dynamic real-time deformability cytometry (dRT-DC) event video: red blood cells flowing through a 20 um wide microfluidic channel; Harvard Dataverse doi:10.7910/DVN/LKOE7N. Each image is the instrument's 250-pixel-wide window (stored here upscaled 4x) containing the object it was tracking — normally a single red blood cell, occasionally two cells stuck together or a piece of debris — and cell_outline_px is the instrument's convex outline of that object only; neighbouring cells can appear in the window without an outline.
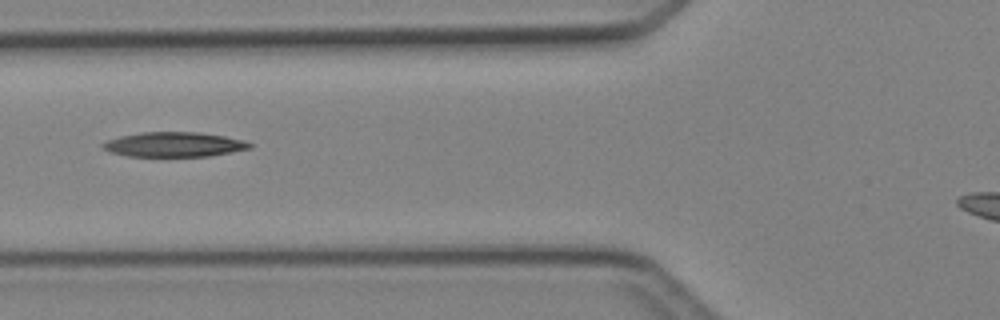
{"species": "Egyptian fruit bat (a non-hibernating species)", "species_latin": "Rousettus aegyptiacus", "temperature_condition": "cold", "stored_images_in_passage": 5, "camera_frame_rate_fps": 3000, "um_per_image_px": 0.085, "animal": {"sex": "female"}, "frame": {"image": 1, "passage_image": 5, "time_ms": 5.667, "image_size_px": [1000, 320], "cell_outline_px": [[252, 148], [232, 152], [208, 156], [128, 156], [108, 152], [100, 144], [108, 140], [120, 136], [140, 132], [196, 132], [224, 136], [244, 140], [252, 144]], "centroid_in_image_um": [14.79, 12.28], "position_along_channel_um": 111.0, "area_um2": 21.15}}